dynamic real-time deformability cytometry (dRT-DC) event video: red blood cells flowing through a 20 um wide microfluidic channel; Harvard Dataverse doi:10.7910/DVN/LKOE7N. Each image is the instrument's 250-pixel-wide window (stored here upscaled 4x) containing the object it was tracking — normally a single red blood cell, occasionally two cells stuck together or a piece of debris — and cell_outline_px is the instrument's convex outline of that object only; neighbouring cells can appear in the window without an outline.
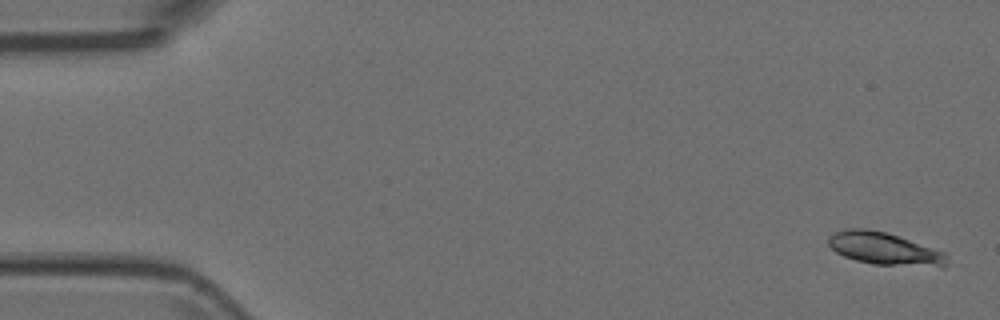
{"species": "Egyptian fruit bat (a non-hibernating species)", "species_latin": "Rousettus aegyptiacus", "temperature_condition": "room temperature", "stored_images_in_passage": 5, "camera_frame_rate_fps": 3000, "um_per_image_px": 0.085, "animal": {"sex": "female"}, "frame": {"image": 1, "passage_image": 1, "time_ms": 0.0, "image_size_px": [1000, 320], "cell_outline_px": [[948, 264], [944, 268], [940, 268], [872, 264], [856, 260], [844, 256], [836, 252], [828, 244], [828, 236], [836, 232], [852, 228], [864, 228], [884, 232], [944, 252], [948, 256]], "centroid_in_image_um": [75.23, 21.18], "position_along_channel_um": 9.8, "area_um2": 22.43}}